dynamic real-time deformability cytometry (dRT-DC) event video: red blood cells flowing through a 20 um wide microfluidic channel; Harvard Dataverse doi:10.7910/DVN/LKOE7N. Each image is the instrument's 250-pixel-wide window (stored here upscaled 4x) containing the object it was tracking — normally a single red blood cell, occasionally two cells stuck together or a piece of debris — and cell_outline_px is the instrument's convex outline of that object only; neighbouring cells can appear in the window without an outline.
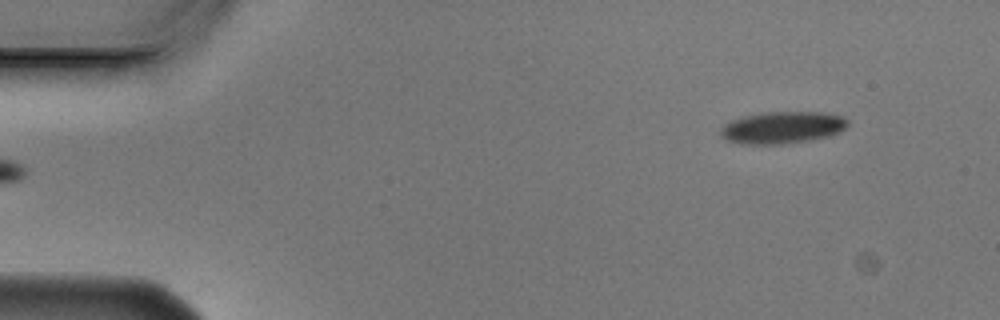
{"species": "Egyptian fruit bat (a non-hibernating species)", "species_latin": "Rousettus aegyptiacus", "temperature_condition": "cold", "stored_images_in_passage": 6, "segment_of_instrument_passage": [2, 2], "camera_frame_rate_fps": 3000, "um_per_image_px": 0.085, "animal": {"sex": "male"}, "frame": {"image": 1, "passage_image": 6, "time_ms": 1.667, "image_size_px": [1000, 320], "cell_outline_px": [[848, 124], [840, 132], [828, 136], [808, 140], [780, 144], [744, 144], [728, 140], [720, 136], [720, 128], [724, 124], [732, 120], [744, 116], [764, 112], [820, 112], [844, 116], [848, 120]], "centroid_in_image_um": [66.49, 10.83], "position_along_channel_um": 18.5, "area_um2": 23.64}}